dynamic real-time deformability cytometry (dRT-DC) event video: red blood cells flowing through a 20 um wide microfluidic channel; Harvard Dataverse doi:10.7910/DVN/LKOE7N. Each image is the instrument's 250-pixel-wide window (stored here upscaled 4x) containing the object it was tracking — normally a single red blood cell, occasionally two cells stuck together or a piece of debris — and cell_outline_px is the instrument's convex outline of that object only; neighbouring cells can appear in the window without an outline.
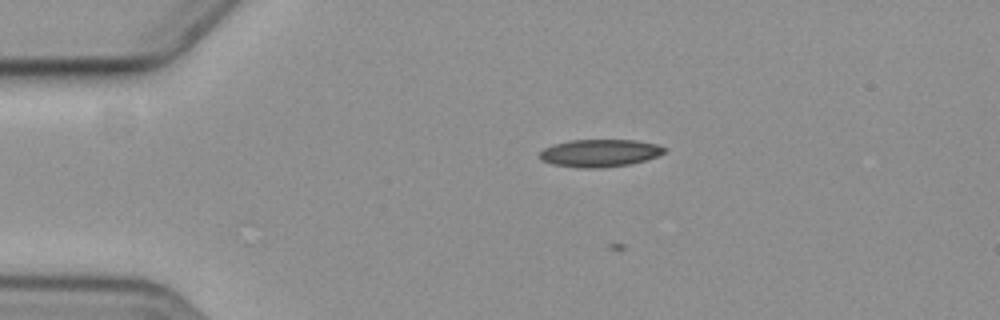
{"species": "common noctule bat (a hibernating species)", "species_latin": "Nyctalus noctula", "temperature_condition": "cold", "stored_images_in_passage": 6, "camera_frame_rate_fps": 3000, "um_per_image_px": 0.085, "animal": {"sex": "female", "body_mass_g": 19.3, "forearm_length_mm": 54.1}, "frame": {"image": 1, "passage_image": 4, "time_ms": 3.667, "image_size_px": [1000, 320], "cell_outline_px": [[668, 148], [660, 156], [632, 164], [604, 168], [580, 168], [552, 164], [540, 160], [540, 152], [544, 148], [552, 144], [572, 140], [636, 140], [656, 144]], "centroid_in_image_um": [51.0, 13.02], "position_along_channel_um": 34.0, "area_um2": 20.29}}